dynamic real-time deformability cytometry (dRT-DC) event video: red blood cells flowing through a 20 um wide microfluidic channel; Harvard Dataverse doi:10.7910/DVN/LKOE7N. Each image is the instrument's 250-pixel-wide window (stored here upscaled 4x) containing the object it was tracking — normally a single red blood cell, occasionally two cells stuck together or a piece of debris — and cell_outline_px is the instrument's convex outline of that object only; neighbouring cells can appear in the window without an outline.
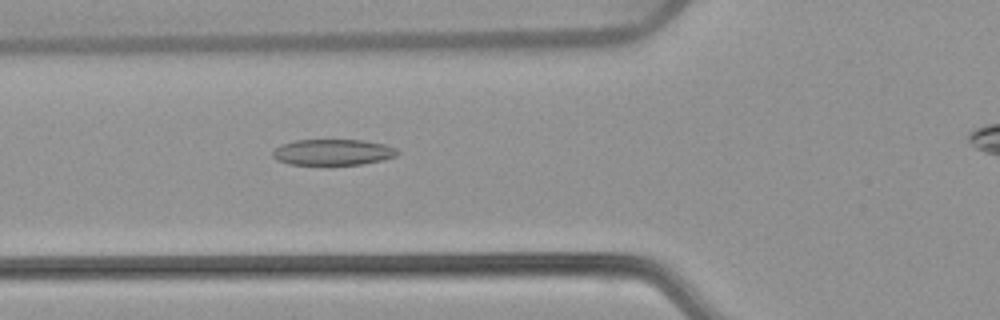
{"species": "common noctule bat (a hibernating species)", "species_latin": "Nyctalus noctula", "temperature_condition": "warm", "stored_images_in_passage": 45, "camera_frame_rate_fps": 3000, "um_per_image_px": 0.085, "animal": {"sex": "female", "body_mass_g": 22.7, "forearm_length_mm": 54.2}, "frame": {"image": 1, "passage_image": 17, "time_ms": 5.333, "image_size_px": [1000, 320], "cell_outline_px": [[400, 152], [396, 156], [384, 160], [364, 164], [288, 164], [276, 160], [272, 156], [272, 152], [280, 144], [296, 140], [364, 140], [384, 144], [396, 148]], "centroid_in_image_um": [28.31, 12.93], "position_along_channel_um": 97.5, "area_um2": 18.96}}
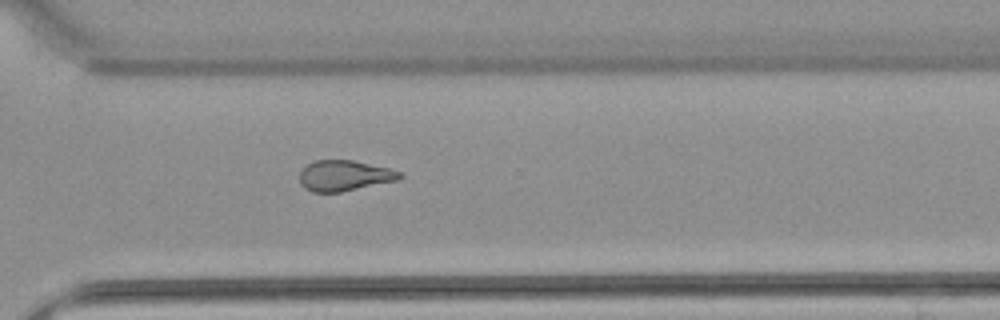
{"frame": {"image": 2, "passage_image": 36, "time_ms": 11.667, "image_size_px": [1000, 320], "cell_outline_px": [[404, 176], [400, 180], [340, 192], [312, 192], [304, 188], [300, 184], [300, 172], [308, 164], [316, 160], [352, 160], [392, 168], [404, 172]], "centroid_in_image_um": [29.34, 14.93], "position_along_channel_um": 341.3, "area_um2": 18.15}}
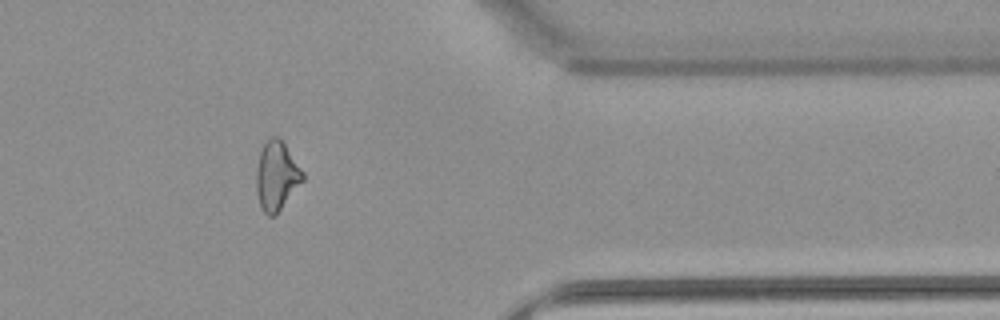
{"frame": {"image": 3, "passage_image": 41, "time_ms": 13.333, "image_size_px": [1000, 320], "cell_outline_px": [[304, 180], [276, 216], [268, 216], [264, 212], [260, 204], [256, 192], [256, 168], [260, 152], [264, 144], [272, 136], [276, 136], [284, 144], [304, 172]], "centroid_in_image_um": [23.51, 14.99], "position_along_channel_um": 387.9, "area_um2": 18.61}}